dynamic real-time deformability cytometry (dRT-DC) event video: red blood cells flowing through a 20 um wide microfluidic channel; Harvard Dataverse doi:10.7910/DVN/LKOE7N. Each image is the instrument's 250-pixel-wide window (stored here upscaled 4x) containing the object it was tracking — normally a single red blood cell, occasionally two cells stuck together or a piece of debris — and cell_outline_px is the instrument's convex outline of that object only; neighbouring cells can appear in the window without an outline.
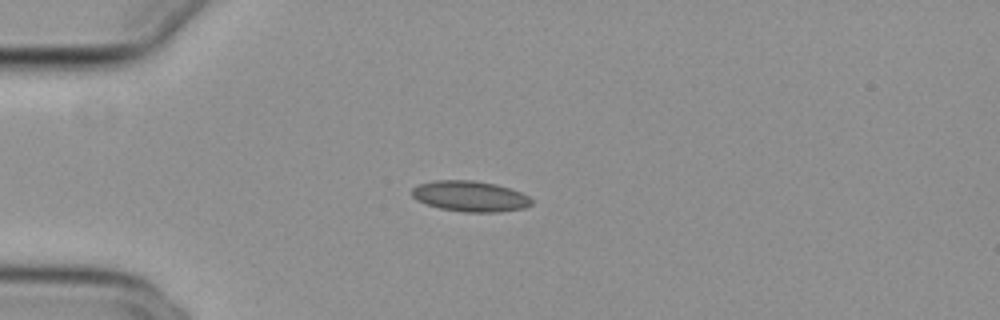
{"species": "common noctule bat (a hibernating species)", "species_latin": "Nyctalus noctula", "temperature_condition": "cold", "stored_images_in_passage": 41, "camera_frame_rate_fps": 3000, "um_per_image_px": 0.085, "animal": {"sex": "female", "body_mass_g": 29.2, "forearm_length_mm": 56.3}, "frame": {"image": 1, "passage_image": 1, "time_ms": 0.0, "image_size_px": [1000, 320], "cell_outline_px": [[532, 204], [524, 208], [500, 212], [464, 212], [440, 208], [416, 200], [412, 196], [412, 188], [420, 184], [436, 180], [472, 180], [496, 184], [520, 192], [528, 196], [532, 200]], "centroid_in_image_um": [39.96, 16.68], "position_along_channel_um": 45.0, "area_um2": 21.27}}
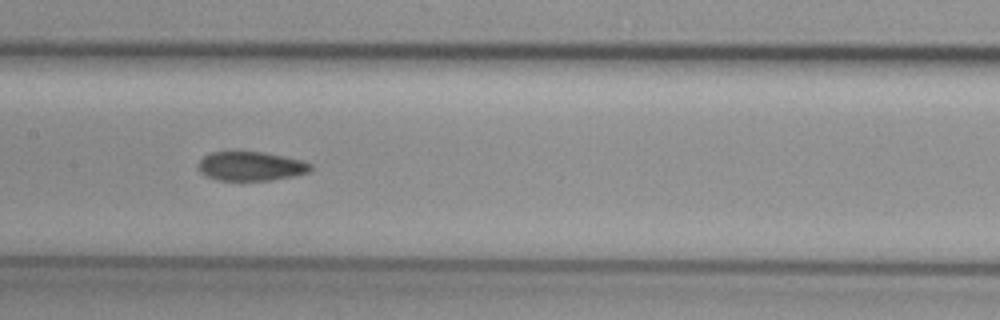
{"frame": {"image": 2, "passage_image": 14, "time_ms": 4.333, "image_size_px": [1000, 320], "cell_outline_px": [[312, 168], [308, 172], [292, 176], [272, 180], [216, 180], [200, 172], [196, 168], [200, 160], [204, 156], [212, 152], [264, 152], [300, 160], [312, 164]], "centroid_in_image_um": [21.29, 14.13], "position_along_channel_um": 186.1, "area_um2": 18.9}}
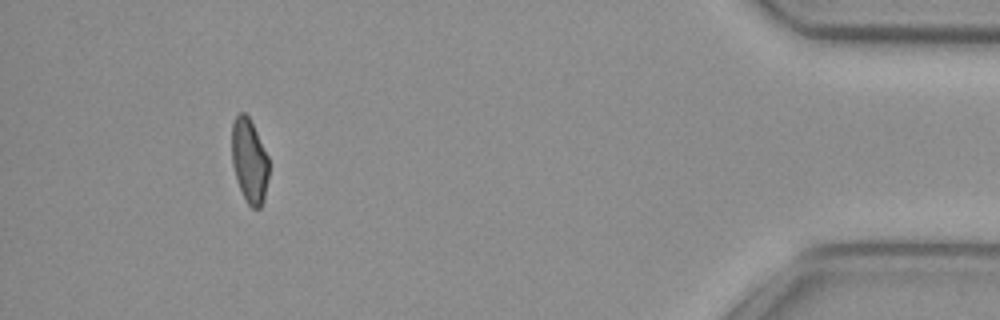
{"frame": {"image": 3, "passage_image": 37, "time_ms": 12.0, "image_size_px": [1000, 320], "cell_outline_px": [[268, 176], [264, 200], [260, 208], [252, 208], [248, 204], [240, 188], [232, 164], [232, 124], [236, 116], [240, 112], [244, 112], [248, 116], [268, 156]], "centroid_in_image_um": [21.19, 13.67], "position_along_channel_um": 414.0, "area_um2": 17.86}, "authors_computed_cell_mechanics": {"area_um2": 19.5942, "velocity_mm_per_s": 3.7925, "shape_relaxation_time_tau1_ms": null, "shape_relaxation_time_tau2_ms": 4.0654, "deformation_change_tau1": null, "deformation_change_tau2": 0.0829}}